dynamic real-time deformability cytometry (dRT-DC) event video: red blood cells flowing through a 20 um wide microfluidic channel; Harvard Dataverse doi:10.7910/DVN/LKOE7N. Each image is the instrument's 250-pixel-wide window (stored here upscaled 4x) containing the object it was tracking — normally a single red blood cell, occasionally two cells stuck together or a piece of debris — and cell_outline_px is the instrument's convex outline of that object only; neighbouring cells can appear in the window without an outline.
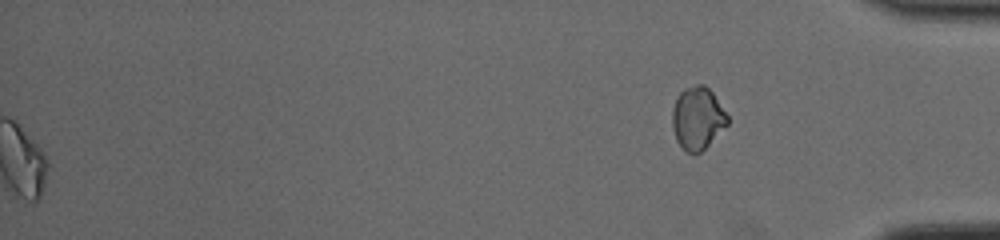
{"species": "common noctule bat (a hibernating species)", "species_latin": "Nyctalus noctula", "temperature_condition": "cold", "stored_images_in_passage": 48, "segment_of_instrument_passage": [2, 2], "camera_frame_rate_fps": 3000, "um_per_image_px": 0.085, "animal": {"sex": "male", "body_mass_g": 19.0, "forearm_length_mm": 50.8}, "frame": {"image": 1, "passage_image": 48, "time_ms": 15.667, "image_size_px": [1000, 240], "cell_outline_px": [[728, 124], [696, 156], [692, 156], [684, 152], [676, 140], [672, 128], [672, 112], [676, 96], [684, 88], [696, 84], [704, 84], [712, 92], [728, 116]], "centroid_in_image_um": [59.25, 10.07], "position_along_channel_um": 375.9, "area_um2": 20.35}}